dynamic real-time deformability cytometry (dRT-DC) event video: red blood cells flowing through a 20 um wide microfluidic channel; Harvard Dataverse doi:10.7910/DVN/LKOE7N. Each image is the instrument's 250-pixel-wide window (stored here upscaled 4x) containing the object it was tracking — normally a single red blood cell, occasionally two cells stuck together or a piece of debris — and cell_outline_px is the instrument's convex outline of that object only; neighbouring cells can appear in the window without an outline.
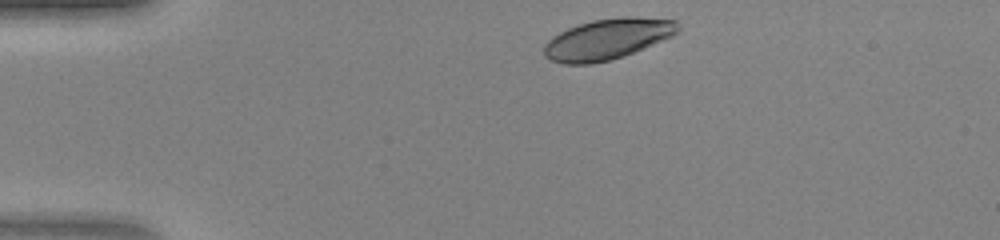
{"species": "human", "species_latin": "Homo sapiens", "temperature_condition": "warm", "stored_images_in_passage": 33, "camera_frame_rate_fps": 3000, "um_per_image_px": 0.085, "donor": {"sex": "female"}, "frame": {"image": 1, "passage_image": 2, "time_ms": 0.333, "image_size_px": [1000, 240], "cell_outline_px": [[680, 28], [672, 36], [624, 56], [592, 64], [564, 64], [548, 60], [544, 56], [544, 44], [552, 36], [568, 28], [592, 20], [620, 16], [632, 16], [676, 20], [680, 24]], "centroid_in_image_um": [51.61, 3.32], "position_along_channel_um": 33.4, "area_um2": 31.91}}
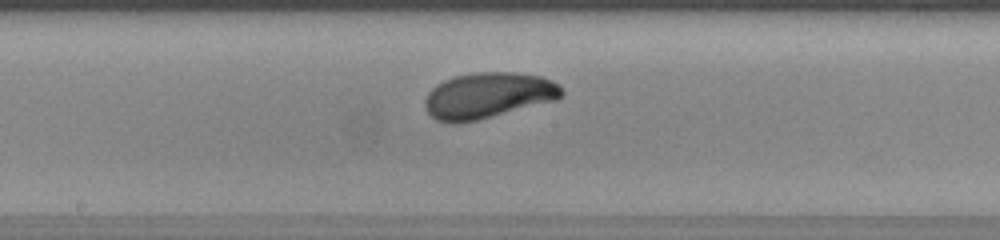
{"frame": {"image": 2, "passage_image": 18, "time_ms": 5.667, "image_size_px": [1000, 240], "cell_outline_px": [[564, 92], [556, 100], [460, 124], [452, 124], [436, 120], [424, 108], [424, 100], [428, 92], [436, 84], [452, 76], [476, 72], [516, 72], [540, 76], [552, 80]], "centroid_in_image_um": [41.42, 8.11], "position_along_channel_um": 206.8, "area_um2": 36.59}}
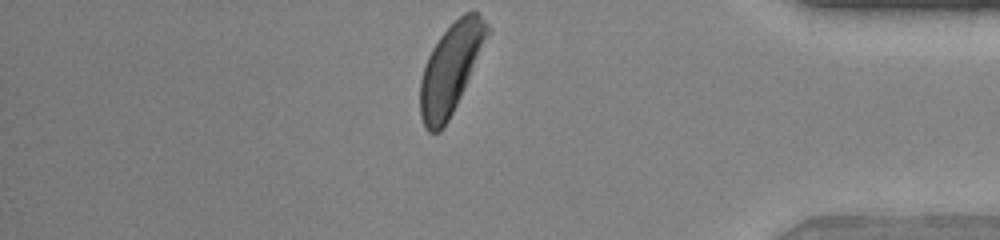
{"frame": {"image": 3, "passage_image": 33, "time_ms": 10.667, "image_size_px": [1000, 240], "cell_outline_px": [[492, 32], [448, 120], [440, 132], [428, 132], [424, 128], [420, 116], [420, 80], [428, 56], [432, 48], [440, 36], [464, 12], [476, 12], [492, 28]], "centroid_in_image_um": [38.32, 5.82], "position_along_channel_um": 396.9, "area_um2": 34.8}}